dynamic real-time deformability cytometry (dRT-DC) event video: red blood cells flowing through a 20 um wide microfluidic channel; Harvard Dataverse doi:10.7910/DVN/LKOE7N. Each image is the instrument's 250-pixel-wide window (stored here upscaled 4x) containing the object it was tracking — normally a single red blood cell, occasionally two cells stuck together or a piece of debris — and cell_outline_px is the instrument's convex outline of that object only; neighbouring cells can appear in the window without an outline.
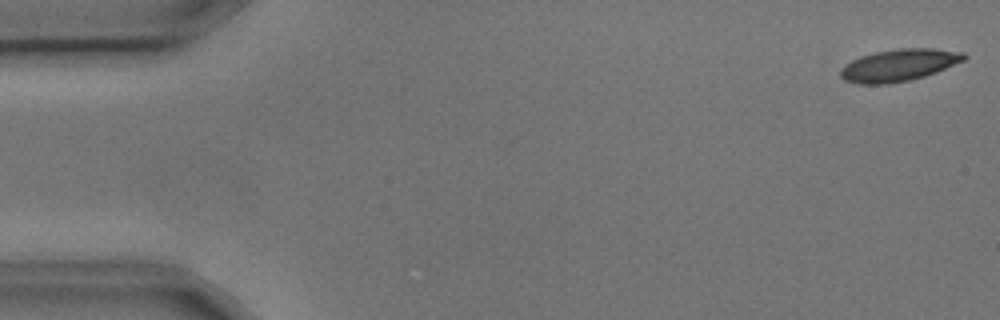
{"species": "common noctule bat (a hibernating species)", "species_latin": "Nyctalus noctula", "temperature_condition": "cold", "stored_images_in_passage": 6, "segment_of_instrument_passage": [2, 2], "camera_frame_rate_fps": 3000, "um_per_image_px": 0.085, "animal": {"sex": "male", "body_mass_g": 17.9, "forearm_length_mm": 54.2}, "frame": {"image": 1, "passage_image": 6, "time_ms": 1.667, "image_size_px": [1000, 320], "cell_outline_px": [[968, 56], [964, 60], [936, 72], [924, 76], [908, 80], [888, 84], [860, 84], [844, 80], [840, 76], [840, 68], [852, 60], [860, 56], [876, 52], [900, 48], [932, 48], [964, 52]], "centroid_in_image_um": [76.4, 5.53], "position_along_channel_um": 8.6, "area_um2": 23.0}}